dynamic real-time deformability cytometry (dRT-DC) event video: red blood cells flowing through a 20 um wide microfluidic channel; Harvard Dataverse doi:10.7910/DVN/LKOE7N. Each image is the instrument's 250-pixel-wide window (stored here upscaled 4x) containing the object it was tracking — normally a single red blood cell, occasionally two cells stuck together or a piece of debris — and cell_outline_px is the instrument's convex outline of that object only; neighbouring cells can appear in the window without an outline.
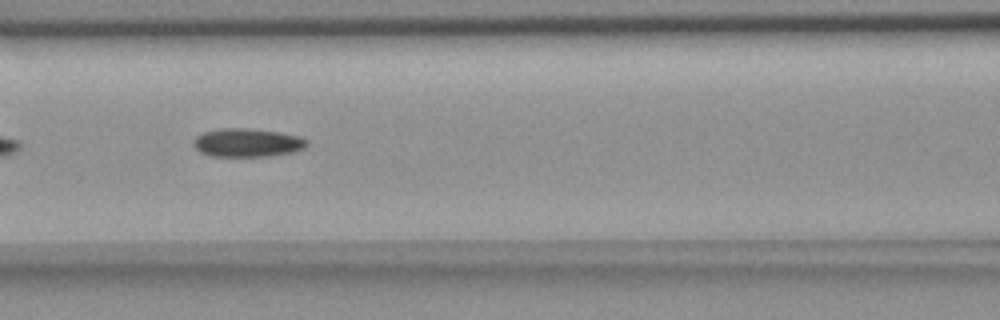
{"species": "common noctule bat (a hibernating species)", "species_latin": "Nyctalus noctula", "temperature_condition": "room temperature", "stored_images_in_passage": 41, "camera_frame_rate_fps": 3000, "um_per_image_px": 0.085, "animal": {"sex": "female", "body_mass_g": 18.4}, "frame": {"image": 1, "passage_image": 9, "time_ms": 2.667, "image_size_px": [1000, 320], "cell_outline_px": [[308, 144], [304, 148], [292, 152], [264, 156], [212, 156], [200, 152], [192, 144], [196, 136], [204, 132], [220, 128], [248, 128], [280, 132], [300, 136], [308, 140]], "centroid_in_image_um": [21.02, 12.11], "position_along_channel_um": 145.6, "area_um2": 18.79}}
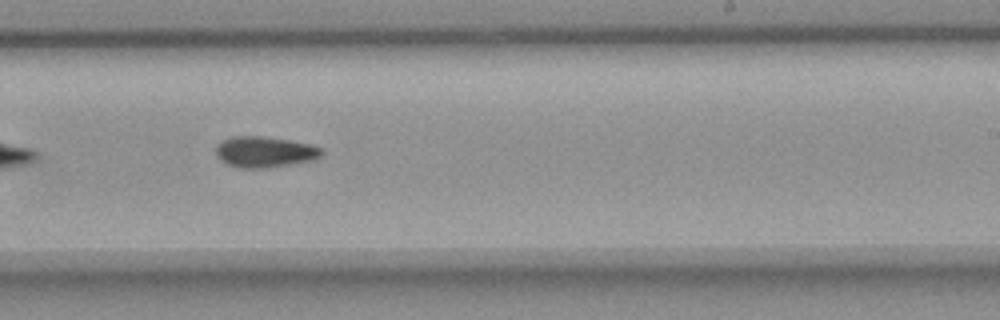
{"frame": {"image": 2, "passage_image": 19, "time_ms": 6.0, "image_size_px": [1000, 320], "cell_outline_px": [[324, 152], [320, 156], [312, 160], [288, 164], [260, 168], [244, 168], [228, 164], [216, 156], [216, 144], [220, 140], [232, 136], [260, 136], [288, 140], [312, 144], [320, 148]], "centroid_in_image_um": [22.46, 12.89], "position_along_channel_um": 266.5, "area_um2": 18.84}}
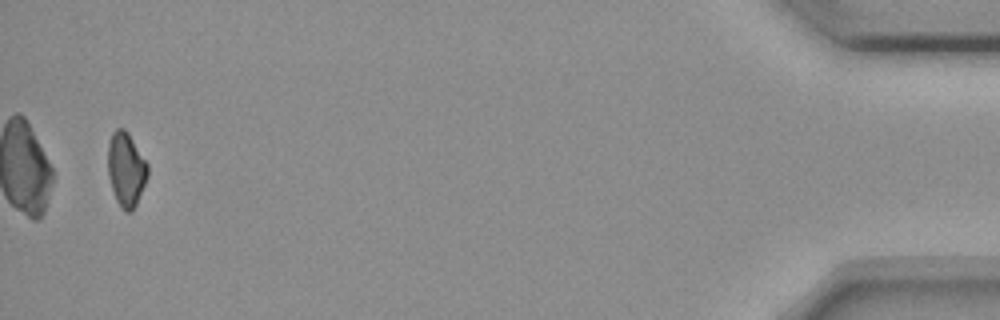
{"frame": {"image": 3, "passage_image": 39, "time_ms": 12.667, "image_size_px": [1000, 320], "cell_outline_px": [[148, 176], [136, 204], [132, 212], [128, 212], [116, 200], [108, 176], [108, 144], [112, 132], [116, 128], [124, 128], [128, 132], [148, 164]], "centroid_in_image_um": [10.72, 14.35], "position_along_channel_um": 424.5, "area_um2": 17.05}, "authors_computed_cell_mechanics": {"area_um2": 18.1492, "velocity_mm_per_s": 3.6373, "shape_relaxation_time_tau1_ms": 6.351, "shape_relaxation_time_tau2_ms": null, "deformation_change_tau1": 0.126, "deformation_change_tau2": null}}